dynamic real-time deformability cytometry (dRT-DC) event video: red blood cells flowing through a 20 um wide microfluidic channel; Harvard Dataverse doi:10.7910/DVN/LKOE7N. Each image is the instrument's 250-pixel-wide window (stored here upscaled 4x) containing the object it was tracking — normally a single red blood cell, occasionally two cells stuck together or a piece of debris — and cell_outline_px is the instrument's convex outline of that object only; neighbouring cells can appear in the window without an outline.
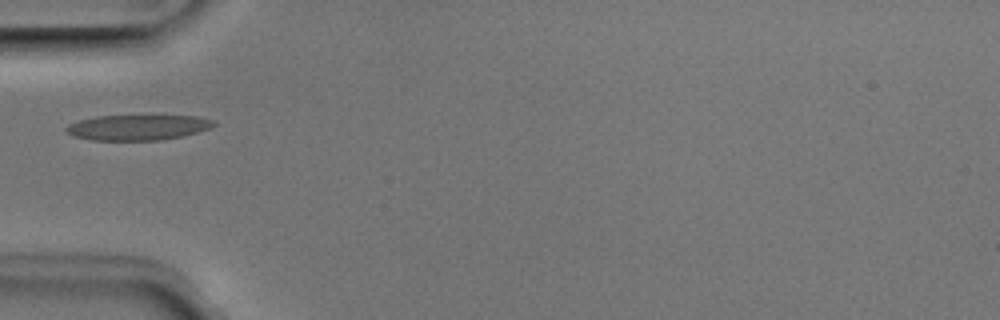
{"species": "Egyptian fruit bat (a non-hibernating species)", "species_latin": "Rousettus aegyptiacus", "temperature_condition": "room temperature", "stored_images_in_passage": 15, "camera_frame_rate_fps": 3000, "um_per_image_px": 0.085, "animal": {"sex": "male"}, "frame": {"image": 1, "passage_image": 1, "time_ms": 0.0, "image_size_px": [1000, 320], "cell_outline_px": [[216, 124], [212, 128], [180, 136], [160, 140], [92, 140], [72, 136], [64, 132], [64, 128], [68, 124], [76, 120], [96, 116], [196, 116], [212, 120]], "centroid_in_image_um": [11.62, 10.83], "position_along_channel_um": 73.4, "area_um2": 21.85}}
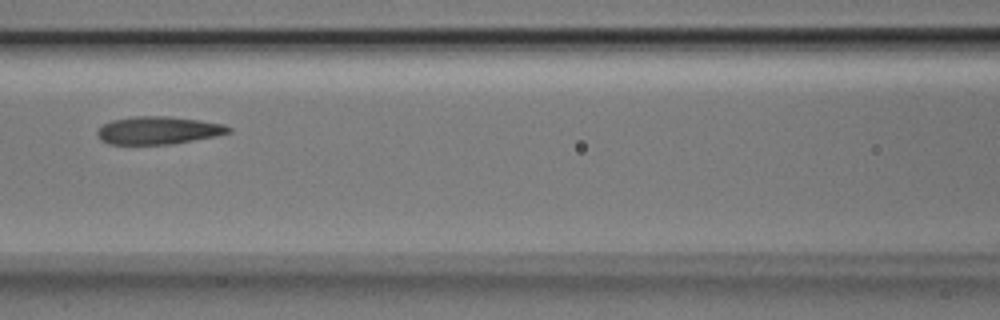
{"frame": {"image": 2, "passage_image": 7, "time_ms": 2.0, "image_size_px": [1000, 320], "cell_outline_px": [[232, 132], [216, 136], [172, 144], [108, 144], [100, 140], [96, 136], [96, 132], [104, 124], [112, 120], [132, 116], [168, 116], [200, 120], [224, 124], [232, 128]], "centroid_in_image_um": [13.46, 11.08], "position_along_channel_um": 153.1, "area_um2": 21.39}}